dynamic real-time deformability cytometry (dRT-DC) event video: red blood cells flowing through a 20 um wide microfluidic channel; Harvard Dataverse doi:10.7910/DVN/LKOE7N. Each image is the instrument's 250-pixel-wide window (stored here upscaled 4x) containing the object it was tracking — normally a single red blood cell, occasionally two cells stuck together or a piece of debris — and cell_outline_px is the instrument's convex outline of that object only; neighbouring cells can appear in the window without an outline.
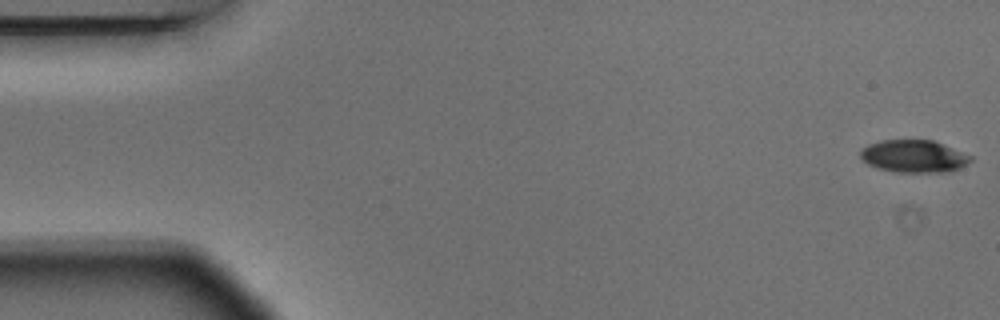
{"species": "Egyptian fruit bat (a non-hibernating species)", "species_latin": "Rousettus aegyptiacus", "temperature_condition": "warm", "stored_images_in_passage": 4, "camera_frame_rate_fps": 3000, "um_per_image_px": 0.085, "animal": {"sex": "male"}, "frame": {"image": 1, "passage_image": 1, "time_ms": 0.0, "image_size_px": [1000, 320], "cell_outline_px": [[972, 160], [960, 168], [952, 172], [896, 172], [880, 168], [868, 164], [860, 156], [860, 152], [868, 144], [880, 140], [932, 140], [972, 156]], "centroid_in_image_um": [77.69, 13.28], "position_along_channel_um": 7.3, "area_um2": 20.69}}